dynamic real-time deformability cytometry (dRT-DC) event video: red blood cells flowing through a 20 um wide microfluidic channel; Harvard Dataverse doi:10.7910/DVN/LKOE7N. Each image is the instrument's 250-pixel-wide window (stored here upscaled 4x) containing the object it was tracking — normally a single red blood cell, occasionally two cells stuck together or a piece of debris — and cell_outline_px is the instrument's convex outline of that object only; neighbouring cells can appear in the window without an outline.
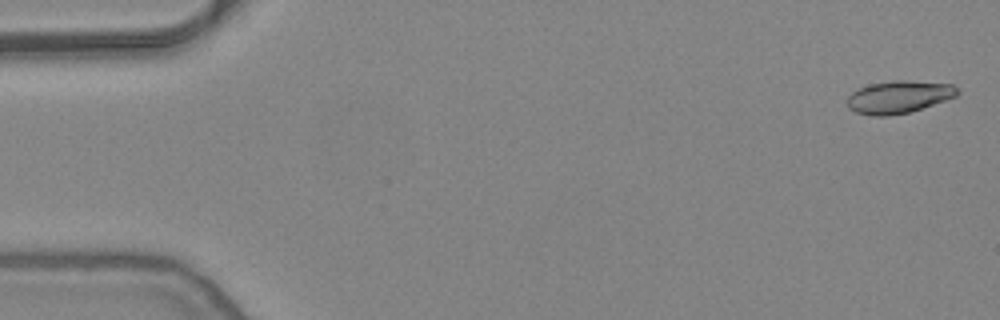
{"species": "common noctule bat (a hibernating species)", "species_latin": "Nyctalus noctula", "temperature_condition": "warm", "stored_images_in_passage": 10, "camera_frame_rate_fps": 3000, "um_per_image_px": 0.085, "animal": {"sex": "female", "body_mass_g": 24.6, "forearm_length_mm": 56.2}, "frame": {"image": 1, "passage_image": 2, "time_ms": 0.333, "image_size_px": [1000, 320], "cell_outline_px": [[960, 92], [956, 96], [912, 112], [888, 116], [872, 116], [856, 112], [848, 108], [848, 96], [852, 92], [868, 84], [892, 80], [908, 80], [952, 84]], "centroid_in_image_um": [76.39, 8.24], "position_along_channel_um": 8.6, "area_um2": 20.98}}